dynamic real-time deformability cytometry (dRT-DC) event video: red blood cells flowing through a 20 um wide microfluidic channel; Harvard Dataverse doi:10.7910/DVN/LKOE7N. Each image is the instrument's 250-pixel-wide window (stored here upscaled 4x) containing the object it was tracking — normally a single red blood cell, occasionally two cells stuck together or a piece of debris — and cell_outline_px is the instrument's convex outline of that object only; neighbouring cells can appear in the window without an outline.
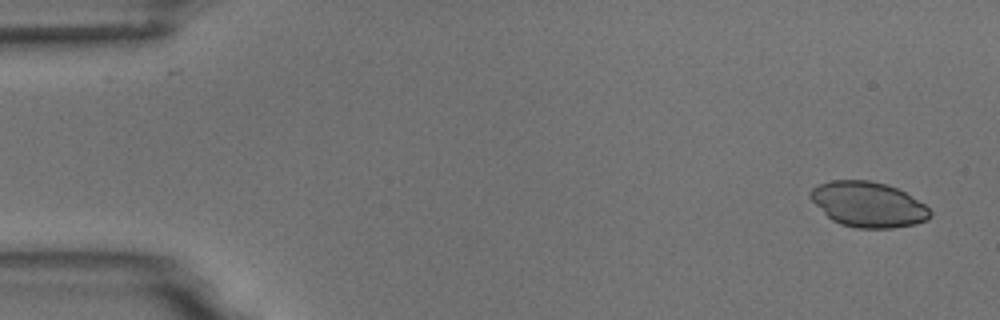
{"species": "common noctule bat (a hibernating species)", "species_latin": "Nyctalus noctula", "temperature_condition": "room temperature", "stored_images_in_passage": 4, "camera_frame_rate_fps": 3000, "um_per_image_px": 0.085, "animal": {"sex": "male", "body_mass_g": 18.8}, "frame": {"image": 1, "passage_image": 1, "time_ms": 0.0, "image_size_px": [1000, 320], "cell_outline_px": [[932, 212], [924, 220], [916, 224], [892, 228], [856, 228], [840, 224], [832, 220], [808, 196], [812, 188], [820, 184], [832, 180], [868, 180], [884, 184], [896, 188], [904, 192], [924, 204]], "centroid_in_image_um": [73.77, 17.38], "position_along_channel_um": 11.2, "area_um2": 31.15}}